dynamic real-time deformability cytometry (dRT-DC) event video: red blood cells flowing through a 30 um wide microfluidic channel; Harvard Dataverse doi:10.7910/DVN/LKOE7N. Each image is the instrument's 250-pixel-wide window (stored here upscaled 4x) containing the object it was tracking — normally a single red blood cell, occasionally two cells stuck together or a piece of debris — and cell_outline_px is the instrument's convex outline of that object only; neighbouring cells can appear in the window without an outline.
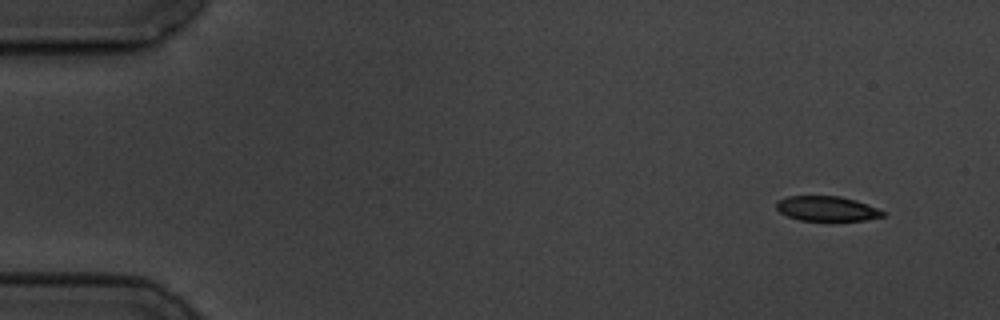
{"species": "common noctule bat (a hibernating species)", "species_latin": "Nyctalus noctula", "temperature_condition": "cold", "stored_images_in_passage": 10, "camera_frame_rate_fps": 3000, "um_per_image_px": 0.085, "animal": {"sex": "male", "body_mass_g": 19.5, "forearm_length_mm": 54.6}, "frame": {"image": 1, "passage_image": 1, "time_ms": 0.0, "image_size_px": [1000, 320], "cell_outline_px": [[884, 216], [864, 220], [800, 220], [788, 216], [780, 212], [776, 208], [776, 204], [780, 200], [788, 196], [840, 196], [856, 200], [876, 208], [884, 212]], "centroid_in_image_um": [70.27, 17.73], "position_along_channel_um": 14.7, "area_um2": 15.14}}
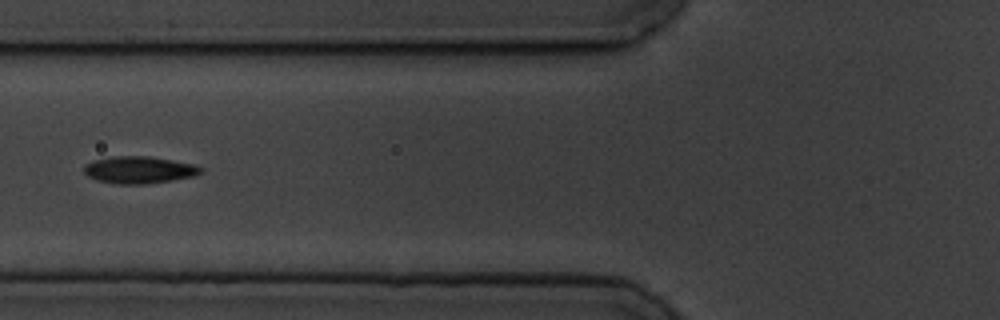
{"frame": {"image": 2, "passage_image": 6, "time_ms": 6.0, "image_size_px": [1000, 320], "cell_outline_px": [[204, 172], [192, 176], [172, 180], [144, 184], [116, 184], [96, 180], [88, 176], [84, 172], [84, 164], [92, 160], [116, 156], [148, 156], [196, 164], [204, 168]], "centroid_in_image_um": [11.83, 14.43], "position_along_channel_um": 114.0, "area_um2": 18.55}}
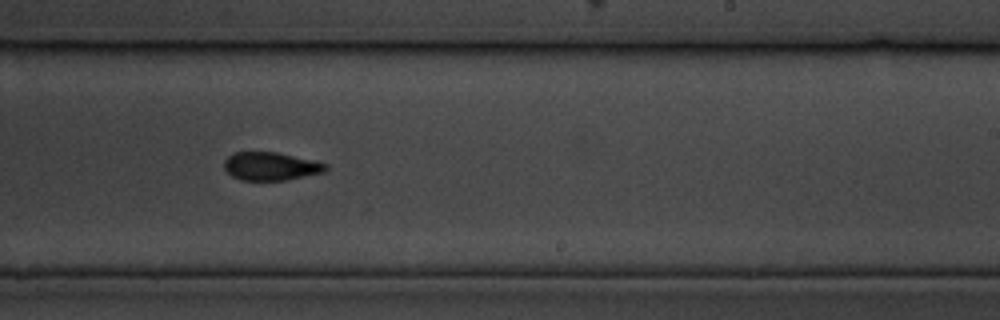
{"frame": {"image": 3, "passage_image": 10, "time_ms": 10.333, "image_size_px": [1000, 320], "cell_outline_px": [[328, 168], [324, 172], [288, 180], [240, 180], [232, 176], [224, 168], [224, 160], [232, 152], [276, 152], [312, 160], [328, 164]], "centroid_in_image_um": [23.0, 14.13], "position_along_channel_um": 266.0, "area_um2": 16.7}}